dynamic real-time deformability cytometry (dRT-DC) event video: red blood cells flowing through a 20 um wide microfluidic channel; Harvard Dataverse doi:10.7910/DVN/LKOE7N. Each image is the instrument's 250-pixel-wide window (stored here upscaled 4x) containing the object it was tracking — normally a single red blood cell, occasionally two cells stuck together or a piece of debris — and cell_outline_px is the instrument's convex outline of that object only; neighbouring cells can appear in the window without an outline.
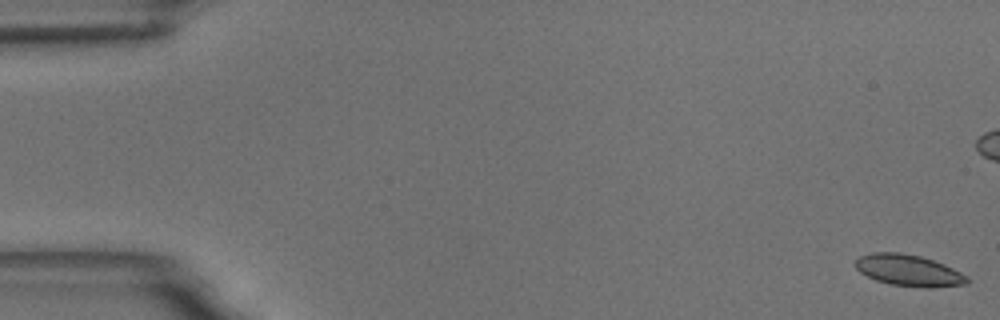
{"species": "common noctule bat (a hibernating species)", "species_latin": "Nyctalus noctula", "temperature_condition": "room temperature", "stored_images_in_passage": 59, "camera_frame_rate_fps": 3000, "um_per_image_px": 0.085, "animal": {"sex": "male", "body_mass_g": 18.8}, "frame": {"image": 1, "passage_image": 1, "time_ms": 0.0, "image_size_px": [1000, 320], "cell_outline_px": [[972, 280], [968, 284], [932, 288], [928, 288], [892, 284], [876, 280], [860, 272], [856, 268], [856, 260], [860, 256], [872, 252], [900, 252], [920, 256], [944, 264], [968, 276]], "centroid_in_image_um": [77.29, 22.99], "position_along_channel_um": 7.7, "area_um2": 20.46}}
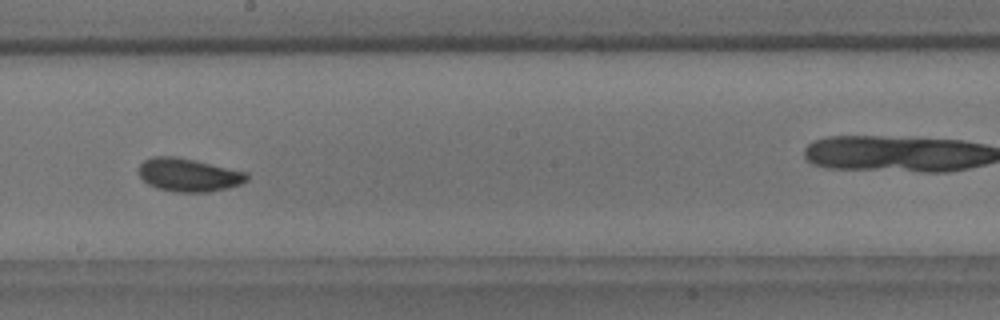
{"frame": {"image": 2, "passage_image": 33, "time_ms": 10.667, "image_size_px": [1000, 320], "cell_outline_px": [[248, 180], [240, 184], [228, 188], [208, 192], [176, 192], [156, 188], [148, 184], [140, 176], [140, 164], [144, 160], [152, 156], [176, 156], [196, 160], [248, 172]], "centroid_in_image_um": [16.05, 14.86], "position_along_channel_um": 232.1, "area_um2": 21.04}}
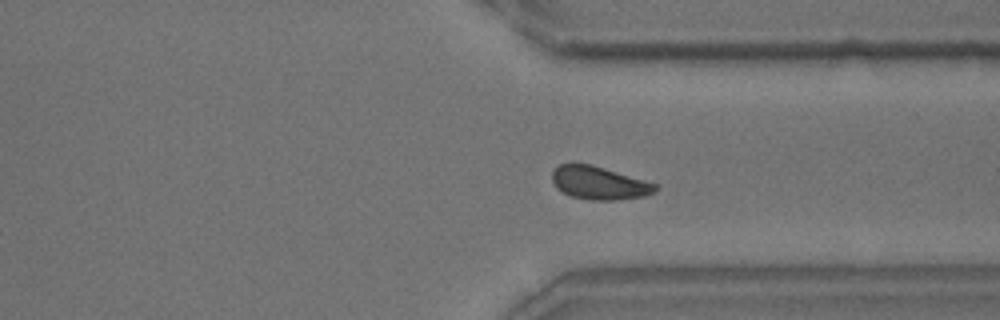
{"frame": {"image": 3, "passage_image": 44, "time_ms": 14.333, "image_size_px": [1000, 320], "cell_outline_px": [[660, 188], [656, 192], [644, 196], [616, 200], [592, 200], [572, 196], [556, 188], [552, 180], [552, 172], [560, 164], [572, 160], [592, 164], [660, 184]], "centroid_in_image_um": [50.95, 15.51], "position_along_channel_um": 360.4, "area_um2": 20.52}, "authors_computed_cell_mechanics": {"area_um2": 20.4034, "velocity_mm_per_s": 3.4923, "shape_relaxation_time_tau1_ms": 2.6255, "shape_relaxation_time_tau2_ms": 2.7718, "deformation_change_tau1": 0.0783, "deformation_change_tau2": 0.0546}}